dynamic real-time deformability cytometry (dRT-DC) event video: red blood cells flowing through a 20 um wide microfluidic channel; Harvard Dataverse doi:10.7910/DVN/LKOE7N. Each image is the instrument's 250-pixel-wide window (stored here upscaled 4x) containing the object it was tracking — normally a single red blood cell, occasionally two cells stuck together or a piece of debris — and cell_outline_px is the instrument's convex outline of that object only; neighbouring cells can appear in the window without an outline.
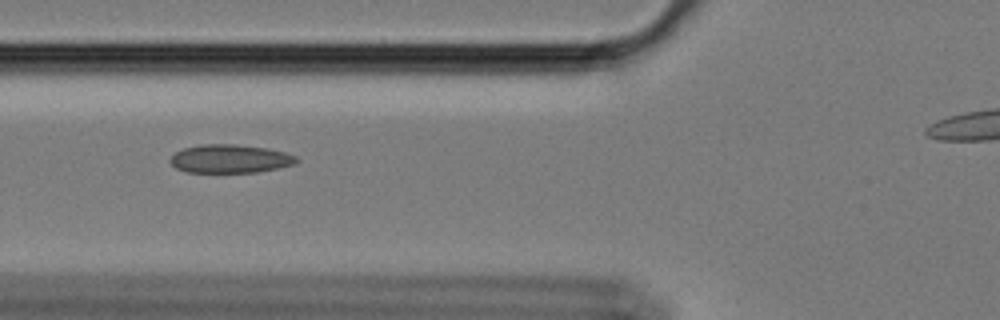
{"species": "Egyptian fruit bat (a non-hibernating species)", "species_latin": "Rousettus aegyptiacus", "temperature_condition": "cold", "stored_images_in_passage": 47, "camera_frame_rate_fps": 3000, "um_per_image_px": 0.085, "animal": {"sex": "female"}, "frame": {"image": 1, "passage_image": 16, "time_ms": 5.0, "image_size_px": [1000, 320], "cell_outline_px": [[300, 160], [296, 164], [256, 172], [188, 172], [176, 168], [168, 160], [176, 152], [184, 148], [200, 144], [236, 144], [268, 148], [284, 152], [296, 156]], "centroid_in_image_um": [19.57, 13.49], "position_along_channel_um": 106.2, "area_um2": 20.92}}
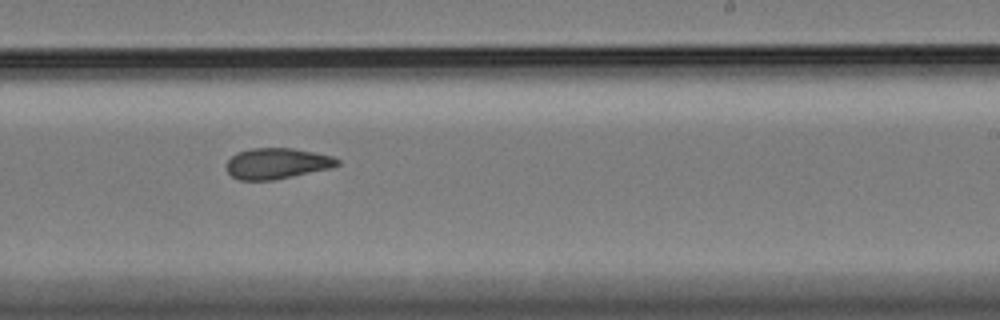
{"frame": {"image": 2, "passage_image": 30, "time_ms": 9.667, "image_size_px": [1000, 320], "cell_outline_px": [[340, 164], [332, 168], [272, 180], [240, 180], [232, 176], [228, 172], [228, 160], [236, 152], [252, 148], [292, 148], [332, 156], [340, 160]], "centroid_in_image_um": [23.56, 13.89], "position_along_channel_um": 265.4, "area_um2": 19.77}}
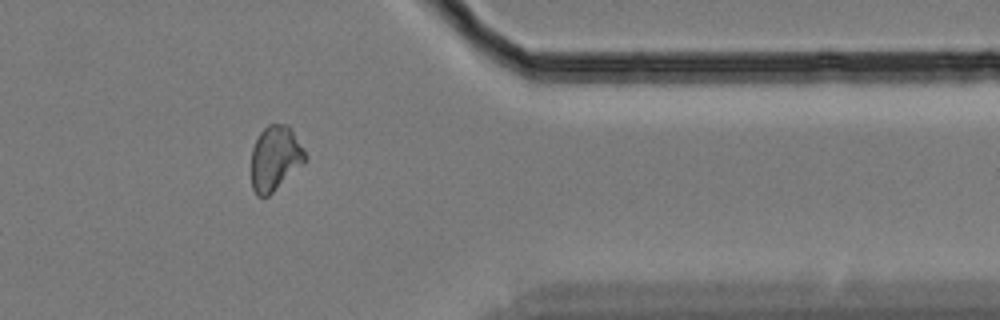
{"frame": {"image": 3, "passage_image": 42, "time_ms": 13.667, "image_size_px": [1000, 320], "cell_outline_px": [[308, 160], [304, 164], [268, 196], [256, 196], [252, 188], [252, 148], [260, 132], [268, 124], [288, 124], [308, 156]], "centroid_in_image_um": [23.4, 13.45], "position_along_channel_um": 388.0, "area_um2": 20.4}}